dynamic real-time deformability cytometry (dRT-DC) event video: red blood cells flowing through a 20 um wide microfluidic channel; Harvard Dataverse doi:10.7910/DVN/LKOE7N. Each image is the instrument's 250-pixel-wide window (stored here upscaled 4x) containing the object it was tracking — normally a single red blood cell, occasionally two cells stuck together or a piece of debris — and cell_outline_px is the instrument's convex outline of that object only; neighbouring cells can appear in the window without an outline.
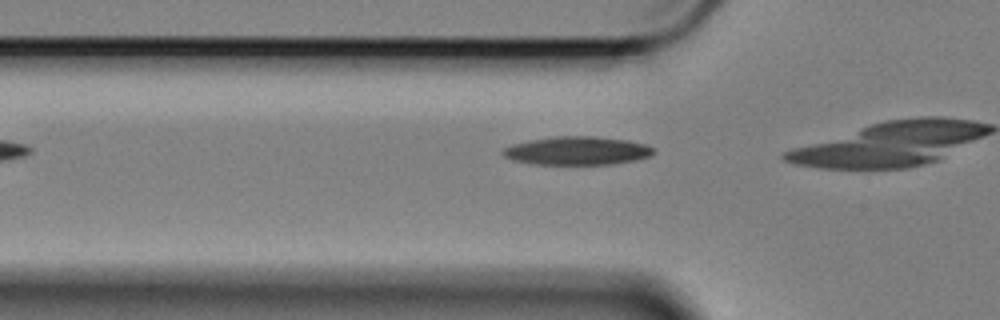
{"species": "Egyptian fruit bat (a non-hibernating species)", "species_latin": "Rousettus aegyptiacus", "temperature_condition": "cold", "stored_images_in_passage": 6, "camera_frame_rate_fps": 3000, "um_per_image_px": 0.085, "animal": {"sex": "female"}, "frame": {"image": 1, "passage_image": 3, "time_ms": 0.667, "image_size_px": [1000, 320], "cell_outline_px": [[656, 152], [648, 156], [636, 160], [612, 164], [536, 164], [512, 160], [504, 156], [500, 152], [504, 148], [512, 144], [532, 140], [556, 136], [596, 136], [628, 140], [644, 144], [652, 148]], "centroid_in_image_um": [49.05, 12.81], "position_along_channel_um": 76.8, "area_um2": 24.8}}